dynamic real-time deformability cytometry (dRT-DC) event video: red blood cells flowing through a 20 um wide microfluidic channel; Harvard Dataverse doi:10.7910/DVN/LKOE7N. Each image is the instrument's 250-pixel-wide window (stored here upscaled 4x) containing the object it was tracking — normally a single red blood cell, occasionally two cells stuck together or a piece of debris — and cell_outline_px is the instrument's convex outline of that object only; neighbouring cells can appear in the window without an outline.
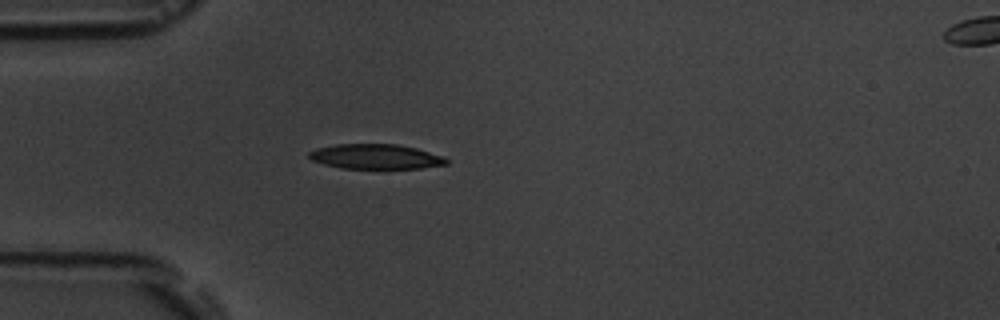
{"species": "common noctule bat (a hibernating species)", "species_latin": "Nyctalus noctula", "temperature_condition": "room temperature", "stored_images_in_passage": 1, "camera_frame_rate_fps": 3000, "um_per_image_px": 0.085, "animal": {"sex": "male", "body_mass_g": 19.5, "forearm_length_mm": 54.6}, "frame": {"image": 1, "passage_image": 1, "time_ms": 0.0, "image_size_px": [1000, 320], "cell_outline_px": [[448, 164], [420, 168], [340, 168], [324, 164], [312, 160], [308, 156], [308, 152], [316, 148], [336, 144], [396, 144], [416, 148], [444, 156], [448, 160]], "centroid_in_image_um": [31.93, 13.3], "position_along_channel_um": 53.1, "area_um2": 19.88}}